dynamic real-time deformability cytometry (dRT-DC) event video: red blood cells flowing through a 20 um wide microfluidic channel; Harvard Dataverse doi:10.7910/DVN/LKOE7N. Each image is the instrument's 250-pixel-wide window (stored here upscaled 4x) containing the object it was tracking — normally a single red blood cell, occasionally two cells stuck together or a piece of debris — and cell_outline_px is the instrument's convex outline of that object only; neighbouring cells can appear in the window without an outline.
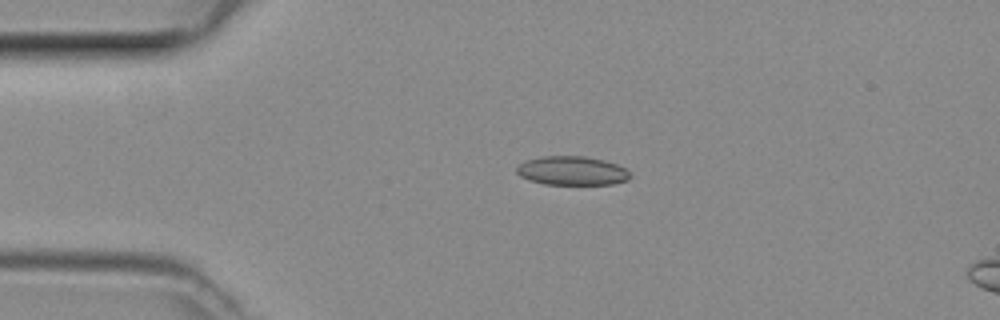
{"species": "common noctule bat (a hibernating species)", "species_latin": "Nyctalus noctula", "temperature_condition": "room temperature", "stored_images_in_passage": 14, "camera_frame_rate_fps": 3000, "um_per_image_px": 0.085, "animal": {"sex": "female", "body_mass_g": 29.2, "forearm_length_mm": 56.3}, "frame": {"image": 1, "passage_image": 10, "time_ms": 3.0, "image_size_px": [1000, 320], "cell_outline_px": [[632, 176], [628, 180], [612, 184], [544, 184], [528, 180], [520, 176], [516, 172], [516, 168], [524, 160], [540, 156], [584, 156], [604, 160], [616, 164], [624, 168]], "centroid_in_image_um": [48.59, 14.51], "position_along_channel_um": 36.4, "area_um2": 19.19}}